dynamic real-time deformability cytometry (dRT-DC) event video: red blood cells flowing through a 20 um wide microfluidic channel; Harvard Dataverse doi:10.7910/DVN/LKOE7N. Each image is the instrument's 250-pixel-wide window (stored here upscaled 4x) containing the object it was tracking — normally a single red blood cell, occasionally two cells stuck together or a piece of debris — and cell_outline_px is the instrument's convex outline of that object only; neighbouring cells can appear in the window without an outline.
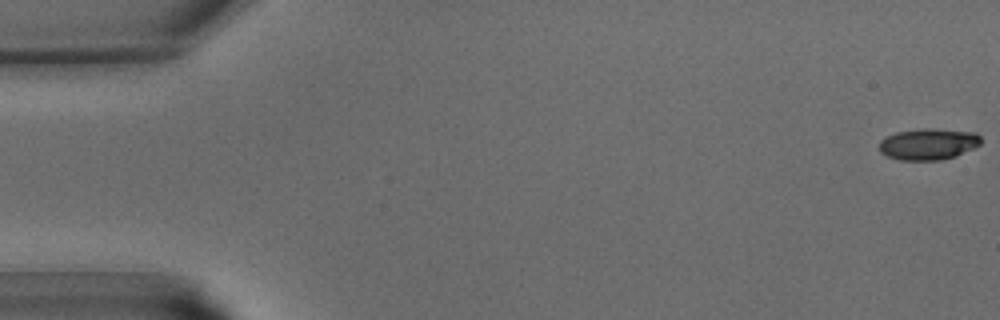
{"species": "common noctule bat (a hibernating species)", "species_latin": "Nyctalus noctula", "temperature_condition": "warm", "stored_images_in_passage": 42, "camera_frame_rate_fps": 3000, "um_per_image_px": 0.085, "animal": {"sex": "male", "body_mass_g": 15.6}, "frame": {"image": 1, "passage_image": 1, "time_ms": 0.0, "image_size_px": [1000, 320], "cell_outline_px": [[980, 144], [956, 156], [940, 160], [900, 160], [888, 156], [880, 152], [880, 140], [884, 136], [896, 132], [924, 128], [928, 128], [976, 132], [980, 136]], "centroid_in_image_um": [78.88, 12.24], "position_along_channel_um": 6.1, "area_um2": 18.55}}
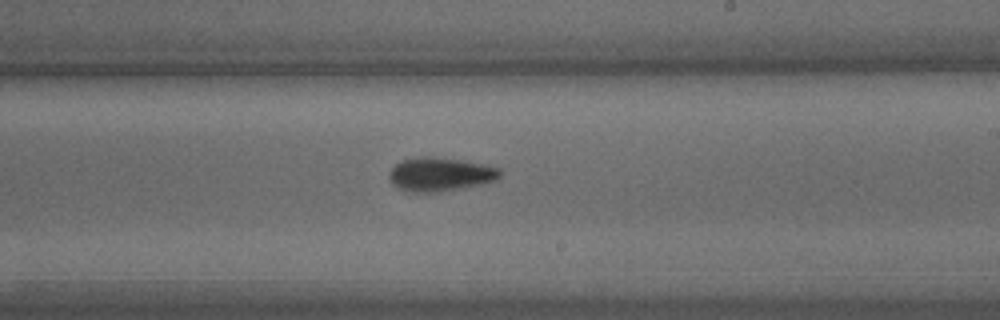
{"frame": {"image": 2, "passage_image": 25, "time_ms": 8.0, "image_size_px": [1000, 320], "cell_outline_px": [[500, 176], [496, 180], [484, 184], [464, 188], [440, 192], [412, 192], [396, 188], [388, 180], [388, 172], [400, 160], [416, 156], [428, 156], [460, 160], [484, 164], [500, 168]], "centroid_in_image_um": [37.38, 14.82], "position_along_channel_um": 251.6, "area_um2": 22.2}}
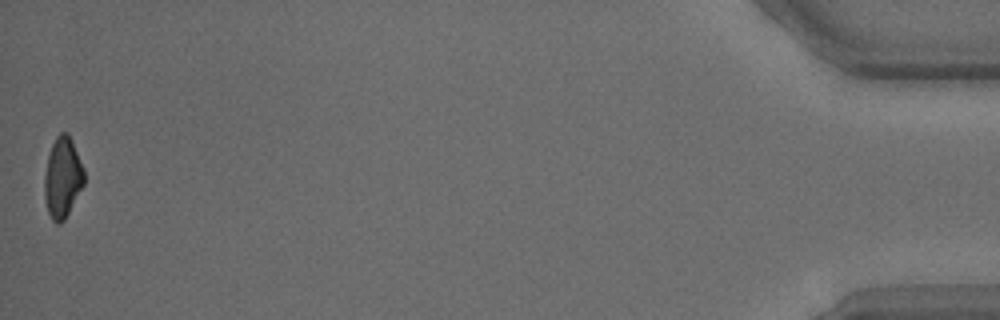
{"frame": {"image": 3, "passage_image": 42, "time_ms": 13.667, "image_size_px": [1000, 320], "cell_outline_px": [[84, 184], [64, 220], [60, 224], [56, 224], [52, 220], [48, 212], [44, 196], [44, 176], [48, 156], [52, 144], [56, 136], [60, 132], [68, 132], [72, 140], [84, 168]], "centroid_in_image_um": [5.31, 15.08], "position_along_channel_um": 429.9, "area_um2": 18.67}}